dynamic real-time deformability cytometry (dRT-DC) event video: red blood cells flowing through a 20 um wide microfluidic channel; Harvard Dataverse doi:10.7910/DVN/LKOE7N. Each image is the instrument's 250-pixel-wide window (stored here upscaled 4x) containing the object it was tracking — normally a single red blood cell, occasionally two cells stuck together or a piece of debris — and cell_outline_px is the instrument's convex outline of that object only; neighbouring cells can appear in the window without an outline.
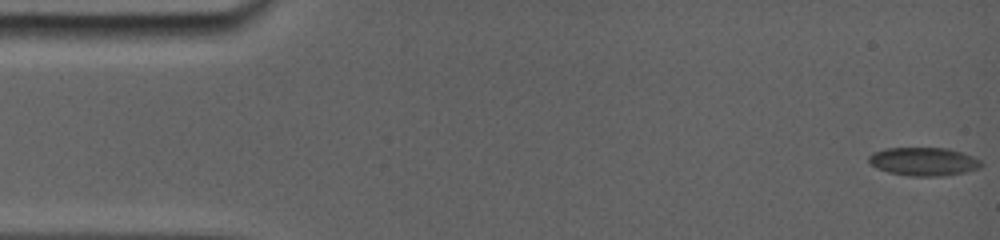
{"species": "common noctule bat (a hibernating species)", "species_latin": "Nyctalus noctula", "temperature_condition": "room temperature", "stored_images_in_passage": 11, "camera_frame_rate_fps": 5000, "um_per_image_px": 0.085, "animal": {"sex": "female", "body_mass_g": 19.0, "forearm_length_mm": 56.7}, "frame": {"image": 1, "passage_image": 1, "time_ms": 0.0, "image_size_px": [1000, 240], "cell_outline_px": [[980, 164], [976, 168], [960, 172], [928, 176], [916, 176], [892, 172], [880, 168], [872, 164], [868, 160], [872, 156], [880, 152], [892, 148], [936, 148], [956, 152], [976, 160]], "centroid_in_image_um": [78.44, 13.73], "position_along_channel_um": 6.6, "area_um2": 16.7}}